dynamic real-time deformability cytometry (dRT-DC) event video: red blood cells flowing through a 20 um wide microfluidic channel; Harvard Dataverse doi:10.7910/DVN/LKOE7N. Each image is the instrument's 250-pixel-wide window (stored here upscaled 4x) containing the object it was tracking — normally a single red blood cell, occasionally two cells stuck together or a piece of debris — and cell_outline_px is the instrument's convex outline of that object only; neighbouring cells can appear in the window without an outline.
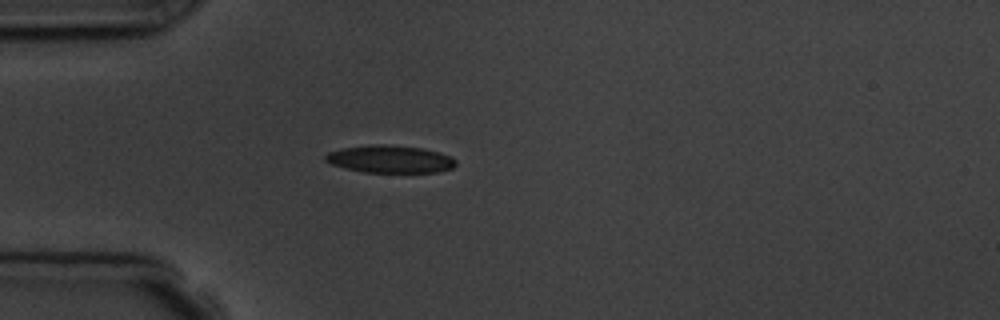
{"species": "common noctule bat (a hibernating species)", "species_latin": "Nyctalus noctula", "temperature_condition": "room temperature", "stored_images_in_passage": 6, "camera_frame_rate_fps": 3000, "um_per_image_px": 0.085, "animal": {"sex": "male", "body_mass_g": 19.5, "forearm_length_mm": 54.6}, "frame": {"image": 1, "passage_image": 4, "time_ms": 3.667, "image_size_px": [1000, 320], "cell_outline_px": [[456, 164], [452, 168], [436, 172], [364, 172], [344, 168], [332, 164], [324, 160], [324, 156], [328, 152], [344, 148], [372, 144], [384, 144], [424, 148], [440, 152], [452, 156], [456, 160]], "centroid_in_image_um": [33.17, 13.52], "position_along_channel_um": 51.8, "area_um2": 20.98}}